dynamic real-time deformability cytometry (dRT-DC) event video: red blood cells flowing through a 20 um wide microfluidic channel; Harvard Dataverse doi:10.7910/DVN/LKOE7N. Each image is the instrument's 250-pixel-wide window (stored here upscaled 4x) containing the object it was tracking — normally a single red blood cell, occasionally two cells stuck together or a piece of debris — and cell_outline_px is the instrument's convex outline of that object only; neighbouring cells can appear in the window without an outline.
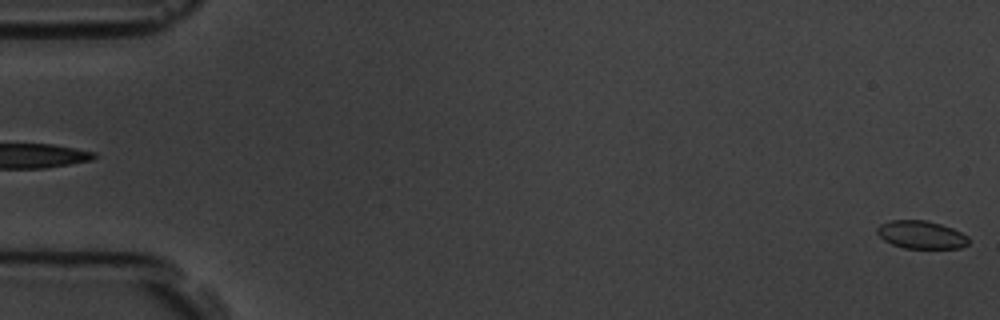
{"species": "common noctule bat (a hibernating species)", "species_latin": "Nyctalus noctula", "temperature_condition": "room temperature", "stored_images_in_passage": 4, "segment_of_instrument_passage": [2, 2], "camera_frame_rate_fps": 3000, "um_per_image_px": 0.085, "animal": {"sex": "male", "body_mass_g": 19.5, "forearm_length_mm": 54.6}, "frame": {"image": 1, "passage_image": 4, "time_ms": 4.333, "image_size_px": [1000, 320], "cell_outline_px": [[968, 244], [960, 248], [904, 248], [892, 244], [884, 240], [876, 232], [876, 228], [880, 224], [892, 220], [924, 220], [940, 224], [952, 228], [968, 236]], "centroid_in_image_um": [78.29, 19.95], "position_along_channel_um": 6.7, "area_um2": 14.8}}